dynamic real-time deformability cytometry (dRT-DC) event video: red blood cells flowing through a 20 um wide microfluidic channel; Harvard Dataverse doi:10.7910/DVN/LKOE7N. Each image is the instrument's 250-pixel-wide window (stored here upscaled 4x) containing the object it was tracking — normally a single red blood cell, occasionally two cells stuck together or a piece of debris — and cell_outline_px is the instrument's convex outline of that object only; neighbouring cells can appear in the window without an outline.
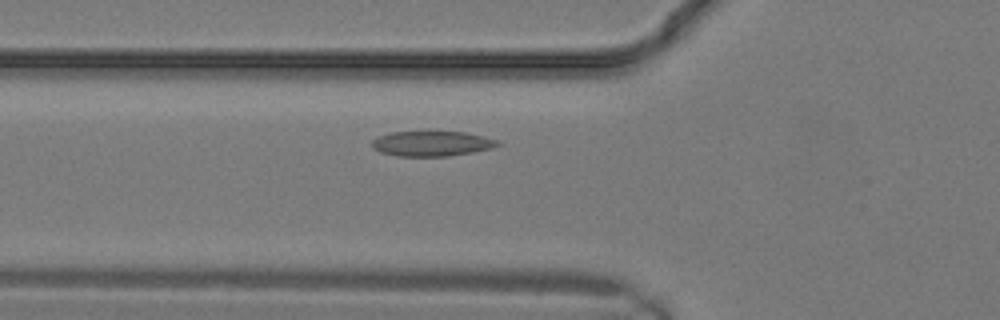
{"species": "common noctule bat (a hibernating species)", "species_latin": "Nyctalus noctula", "temperature_condition": "warm", "stored_images_in_passage": 4, "camera_frame_rate_fps": 3000, "um_per_image_px": 0.085, "animal": {"sex": "male", "body_mass_g": 19.2, "forearm_length_mm": 51.8}, "frame": {"image": 1, "passage_image": 2, "time_ms": 0.333, "image_size_px": [1000, 320], "cell_outline_px": [[500, 144], [492, 148], [472, 152], [448, 156], [396, 156], [380, 152], [372, 148], [372, 140], [380, 136], [392, 132], [464, 132], [484, 136], [500, 140]], "centroid_in_image_um": [36.72, 12.21], "position_along_channel_um": 89.1, "area_um2": 18.32}}
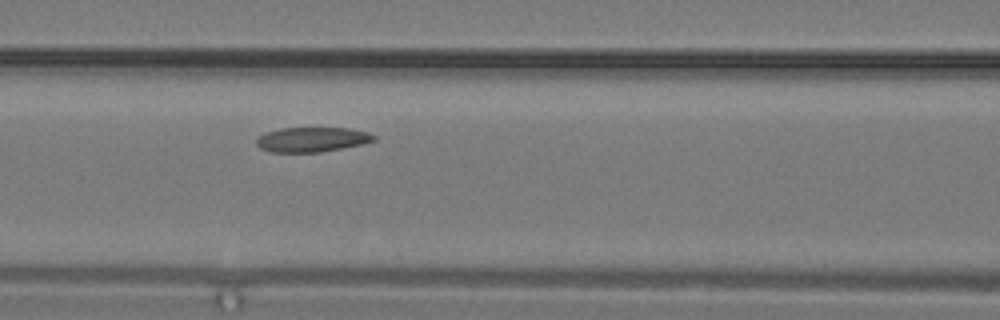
{"frame": {"image": 2, "passage_image": 4, "time_ms": 1.0, "image_size_px": [1000, 320], "cell_outline_px": [[376, 140], [360, 144], [320, 152], [272, 152], [260, 148], [256, 144], [256, 136], [264, 132], [280, 128], [348, 128], [368, 132], [376, 136]], "centroid_in_image_um": [26.46, 11.85], "position_along_channel_um": 140.1, "area_um2": 16.94}}